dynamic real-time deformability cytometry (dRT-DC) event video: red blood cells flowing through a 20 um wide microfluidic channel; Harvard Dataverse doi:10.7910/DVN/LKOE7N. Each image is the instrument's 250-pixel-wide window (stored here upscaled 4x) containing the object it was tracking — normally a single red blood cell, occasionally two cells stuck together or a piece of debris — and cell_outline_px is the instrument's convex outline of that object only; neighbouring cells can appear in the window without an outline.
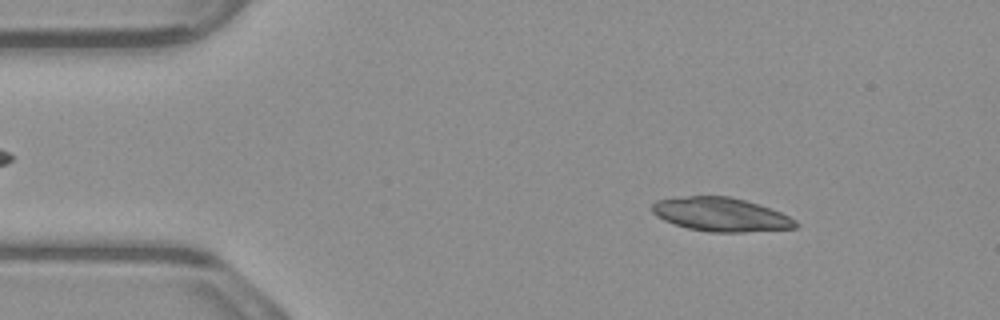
{"species": "common noctule bat (a hibernating species)", "species_latin": "Nyctalus noctula", "temperature_condition": "warm", "stored_images_in_passage": 52, "camera_frame_rate_fps": 3000, "um_per_image_px": 0.085, "animal": {"sex": "male", "body_mass_g": 23.1, "forearm_length_mm": 52.7}, "frame": {"image": 1, "passage_image": 7, "time_ms": 2.0, "image_size_px": [1000, 320], "cell_outline_px": [[800, 224], [796, 228], [740, 232], [708, 232], [688, 228], [664, 220], [652, 212], [652, 204], [656, 200], [688, 196], [728, 196], [744, 200], [780, 212], [796, 220]], "centroid_in_image_um": [61.28, 18.24], "position_along_channel_um": 23.7, "area_um2": 27.92}}